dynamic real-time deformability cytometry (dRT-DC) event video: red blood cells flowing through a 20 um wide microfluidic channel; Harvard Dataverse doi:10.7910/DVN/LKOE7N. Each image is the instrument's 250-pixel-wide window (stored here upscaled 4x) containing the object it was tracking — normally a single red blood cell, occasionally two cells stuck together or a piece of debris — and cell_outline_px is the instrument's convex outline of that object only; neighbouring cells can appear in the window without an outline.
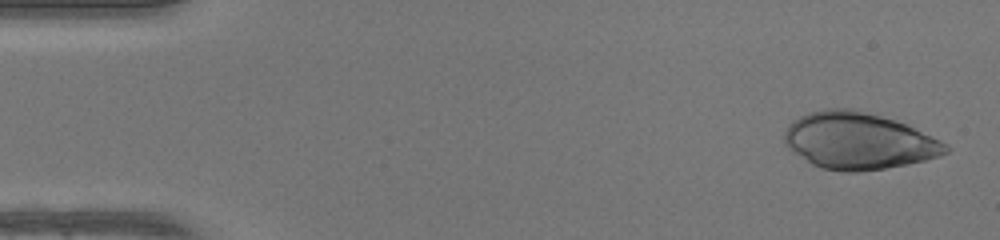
{"species": "human", "species_latin": "Homo sapiens", "temperature_condition": "warm", "stored_images_in_passage": 48, "camera_frame_rate_fps": 3000, "um_per_image_px": 0.085, "donor": {"sex": "female"}, "frame": {"image": 1, "passage_image": 2, "time_ms": 0.333, "image_size_px": [1000, 240], "cell_outline_px": [[952, 148], [948, 152], [940, 156], [908, 164], [860, 172], [844, 172], [820, 168], [812, 164], [792, 152], [788, 148], [784, 140], [784, 132], [788, 124], [792, 120], [808, 112], [824, 108], [852, 108], [896, 120], [908, 124], [948, 144]], "centroid_in_image_um": [72.97, 11.97], "position_along_channel_um": 12.0, "area_um2": 53.81}}
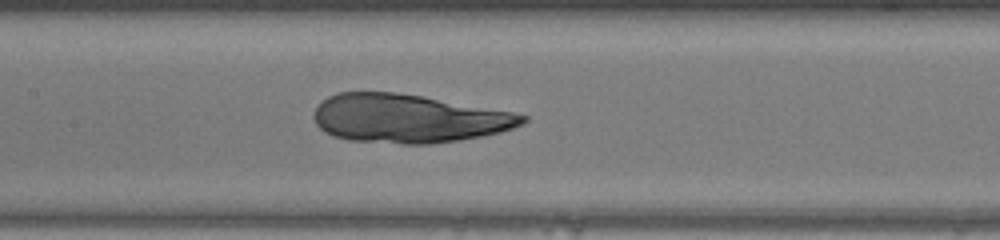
{"frame": {"image": 2, "passage_image": 23, "time_ms": 7.333, "image_size_px": [1000, 240], "cell_outline_px": [[528, 120], [524, 124], [500, 132], [460, 140], [432, 144], [404, 144], [348, 140], [332, 136], [324, 132], [316, 124], [312, 116], [316, 108], [328, 96], [336, 92], [396, 92], [424, 96], [512, 112], [528, 116]], "centroid_in_image_um": [34.69, 10.07], "position_along_channel_um": 172.7, "area_um2": 59.19}}
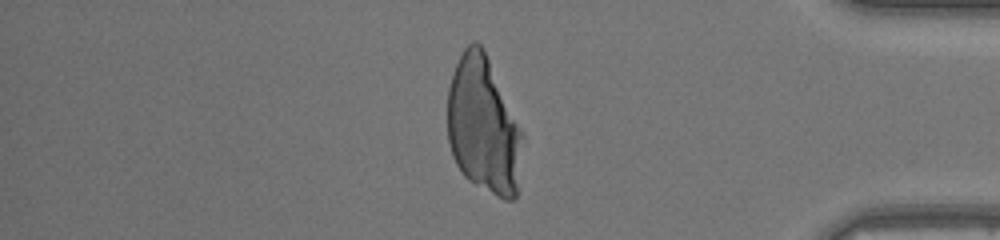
{"frame": {"image": 3, "passage_image": 41, "time_ms": 13.333, "image_size_px": [1000, 240], "cell_outline_px": [[524, 136], [516, 196], [512, 200], [504, 200], [496, 196], [468, 180], [464, 176], [456, 164], [452, 156], [448, 140], [448, 88], [456, 64], [464, 48], [472, 40], [476, 40], [480, 44], [524, 132]], "centroid_in_image_um": [41.1, 10.71], "position_along_channel_um": 394.1, "area_um2": 59.71}}